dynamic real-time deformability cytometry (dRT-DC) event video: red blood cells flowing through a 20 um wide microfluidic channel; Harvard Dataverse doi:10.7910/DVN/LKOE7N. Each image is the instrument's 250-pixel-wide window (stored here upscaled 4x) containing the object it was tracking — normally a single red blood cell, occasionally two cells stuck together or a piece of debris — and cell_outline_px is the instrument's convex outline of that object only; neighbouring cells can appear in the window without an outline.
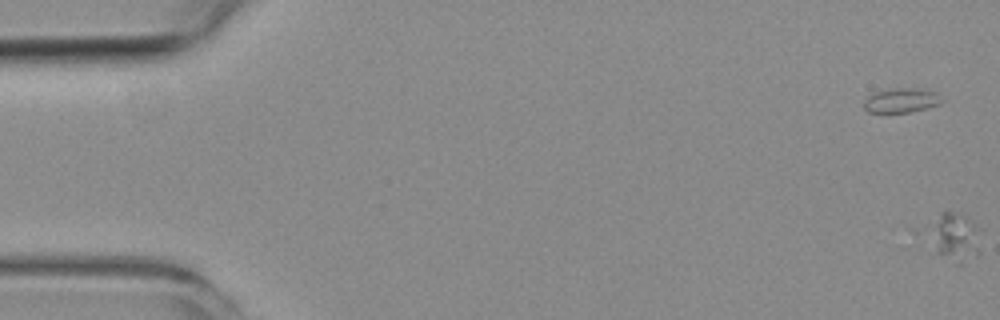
{"species": "common noctule bat (a hibernating species)", "species_latin": "Nyctalus noctula", "temperature_condition": "room temperature", "stored_images_in_passage": 6, "camera_frame_rate_fps": 3000, "um_per_image_px": 0.085, "animal": {"sex": "female", "body_mass_g": 19.3, "forearm_length_mm": 54.1}, "frame": {"image": 1, "passage_image": 1, "time_ms": 0.0, "image_size_px": [1000, 320], "cell_outline_px": [[980, 252], [976, 256], [960, 264], [956, 264], [936, 252], [936, 224], [940, 212], [952, 212], [976, 224], [980, 228]], "centroid_in_image_um": [81.34, 20.22], "position_along_channel_um": 3.7, "area_um2": 13.29}}